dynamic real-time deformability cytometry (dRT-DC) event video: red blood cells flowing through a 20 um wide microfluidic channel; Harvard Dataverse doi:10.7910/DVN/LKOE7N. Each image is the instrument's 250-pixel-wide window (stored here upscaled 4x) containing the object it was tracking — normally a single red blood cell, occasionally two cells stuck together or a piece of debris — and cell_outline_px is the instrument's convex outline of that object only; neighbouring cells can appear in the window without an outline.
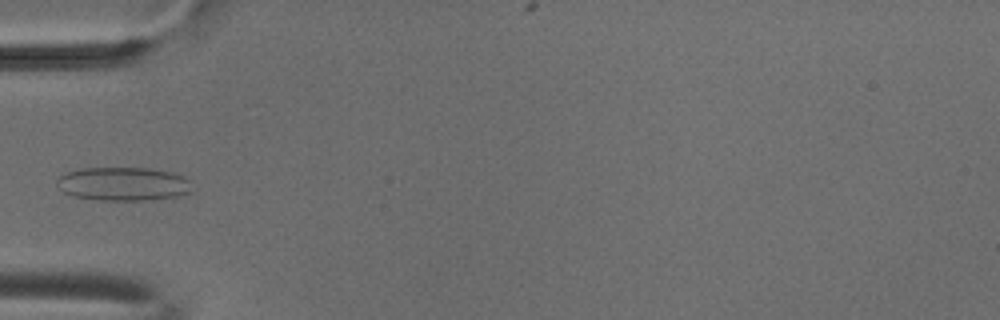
{"species": "common noctule bat (a hibernating species)", "species_latin": "Nyctalus noctula", "temperature_condition": "cold", "stored_images_in_passage": 6, "camera_frame_rate_fps": 3000, "um_per_image_px": 0.085, "animal": {"sex": "male", "body_mass_g": 18.8}, "frame": {"image": 1, "passage_image": 5, "time_ms": 1.333, "image_size_px": [1000, 320], "cell_outline_px": [[192, 192], [176, 196], [144, 200], [96, 200], [72, 196], [64, 192], [56, 184], [56, 180], [60, 176], [68, 172], [80, 168], [148, 168], [172, 172], [184, 176], [188, 180]], "centroid_in_image_um": [10.45, 15.63], "position_along_channel_um": 74.5, "area_um2": 26.41}}